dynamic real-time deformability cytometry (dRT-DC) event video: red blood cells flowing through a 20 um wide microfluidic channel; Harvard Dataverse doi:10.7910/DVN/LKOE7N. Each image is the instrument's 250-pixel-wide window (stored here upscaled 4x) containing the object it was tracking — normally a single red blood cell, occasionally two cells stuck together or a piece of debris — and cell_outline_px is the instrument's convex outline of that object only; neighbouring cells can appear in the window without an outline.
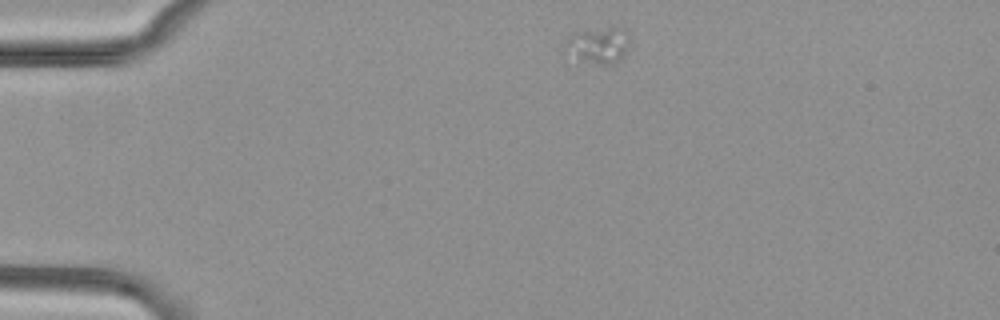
{"species": "common noctule bat (a hibernating species)", "species_latin": "Nyctalus noctula", "temperature_condition": "cold", "stored_images_in_passage": 25, "camera_frame_rate_fps": 3000, "um_per_image_px": 0.085, "animal": {"sex": "female", "body_mass_g": 29.2, "forearm_length_mm": 56.3}, "frame": {"image": 1, "passage_image": 1, "time_ms": 0.0, "image_size_px": [1000, 320], "cell_outline_px": [[628, 52], [616, 64], [564, 64], [560, 52], [564, 40], [572, 32], [608, 28], [624, 28], [628, 32]], "centroid_in_image_um": [50.61, 3.97], "position_along_channel_um": 34.4, "area_um2": 15.43}}